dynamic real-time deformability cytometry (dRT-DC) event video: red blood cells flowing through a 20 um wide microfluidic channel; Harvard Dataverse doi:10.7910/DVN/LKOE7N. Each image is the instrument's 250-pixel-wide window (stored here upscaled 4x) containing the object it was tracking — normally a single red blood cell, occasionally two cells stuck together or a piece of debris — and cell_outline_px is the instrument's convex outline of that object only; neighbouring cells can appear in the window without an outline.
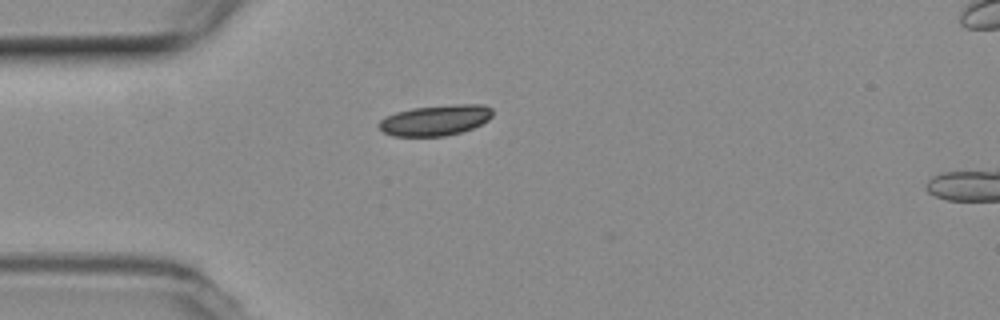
{"species": "common noctule bat (a hibernating species)", "species_latin": "Nyctalus noctula", "temperature_condition": "room temperature", "stored_images_in_passage": 41, "camera_frame_rate_fps": 3000, "um_per_image_px": 0.085, "animal": {"sex": "female", "body_mass_g": 19.3, "forearm_length_mm": 54.1}, "frame": {"image": 1, "passage_image": 1, "time_ms": 0.0, "image_size_px": [1000, 320], "cell_outline_px": [[492, 116], [488, 120], [472, 128], [460, 132], [444, 136], [392, 136], [384, 132], [376, 124], [384, 116], [396, 112], [412, 108], [456, 104], [484, 104], [492, 108]], "centroid_in_image_um": [36.99, 10.21], "position_along_channel_um": 48.0, "area_um2": 20.35}}
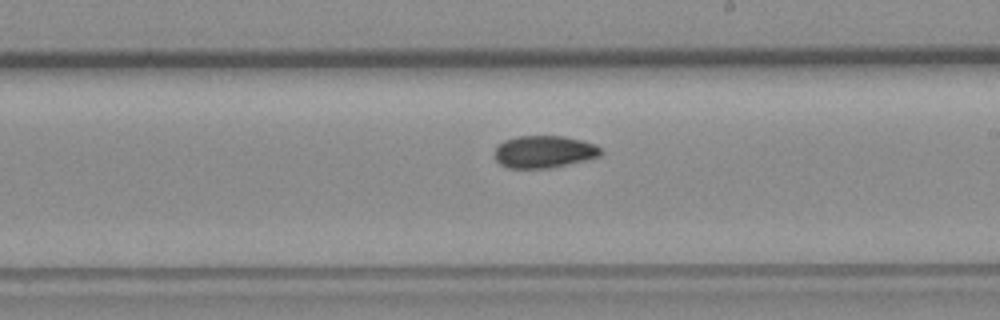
{"frame": {"image": 2, "passage_image": 18, "time_ms": 5.667, "image_size_px": [1000, 320], "cell_outline_px": [[604, 152], [600, 156], [584, 160], [548, 168], [508, 168], [500, 164], [496, 160], [496, 148], [504, 140], [516, 136], [564, 136], [596, 144]], "centroid_in_image_um": [46.25, 12.89], "position_along_channel_um": 242.7, "area_um2": 19.83}}
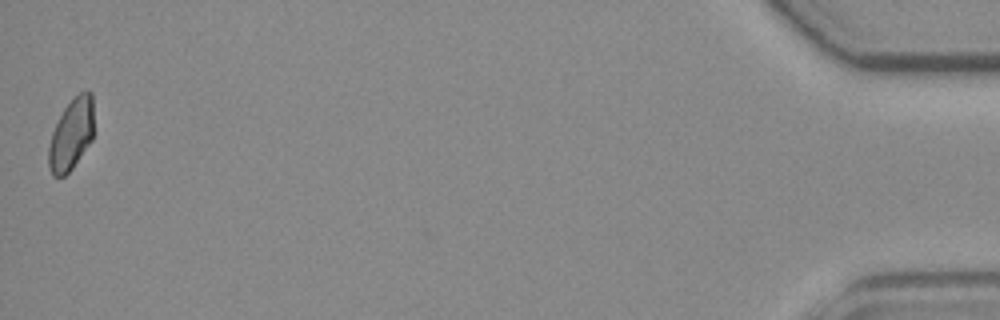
{"frame": {"image": 3, "passage_image": 41, "time_ms": 13.333, "image_size_px": [1000, 320], "cell_outline_px": [[92, 140], [72, 168], [64, 176], [52, 176], [48, 164], [48, 148], [52, 132], [64, 108], [80, 92], [92, 92]], "centroid_in_image_um": [6.04, 11.46], "position_along_channel_um": 429.2, "area_um2": 18.38}, "authors_computed_cell_mechanics": {"area_um2": 19.8832, "velocity_mm_per_s": 3.746, "shape_relaxation_time_tau1_ms": 9.0323, "shape_relaxation_time_tau2_ms": 6.3146, "deformation_change_tau1": 0.1162, "deformation_change_tau2": 0.0782}}